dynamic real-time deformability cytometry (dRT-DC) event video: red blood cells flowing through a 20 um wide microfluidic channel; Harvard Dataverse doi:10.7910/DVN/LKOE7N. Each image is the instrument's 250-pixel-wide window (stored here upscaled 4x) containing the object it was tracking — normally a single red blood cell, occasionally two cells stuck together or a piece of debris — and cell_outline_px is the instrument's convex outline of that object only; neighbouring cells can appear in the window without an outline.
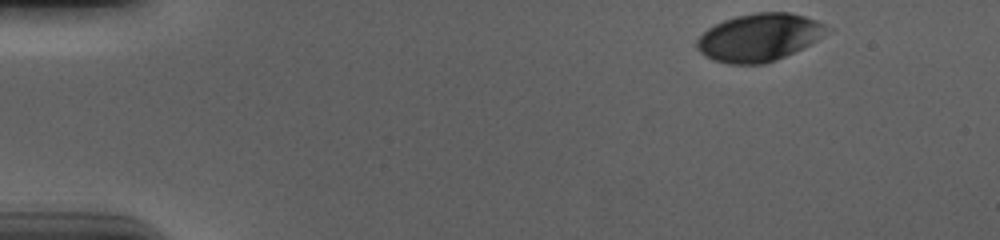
{"species": "human", "species_latin": "Homo sapiens", "temperature_condition": "cold", "stored_images_in_passage": 51, "camera_frame_rate_fps": 3000, "um_per_image_px": 0.085, "donor": {"sex": "male"}, "frame": {"image": 1, "passage_image": 1, "time_ms": 0.0, "image_size_px": [1000, 240], "cell_outline_px": [[824, 28], [816, 40], [776, 60], [764, 64], [728, 64], [712, 60], [700, 52], [696, 48], [696, 40], [708, 28], [724, 20], [736, 16], [756, 12], [788, 12], [804, 16], [816, 20], [824, 24]], "centroid_in_image_um": [64.42, 3.18], "position_along_channel_um": 20.6, "area_um2": 35.37}}
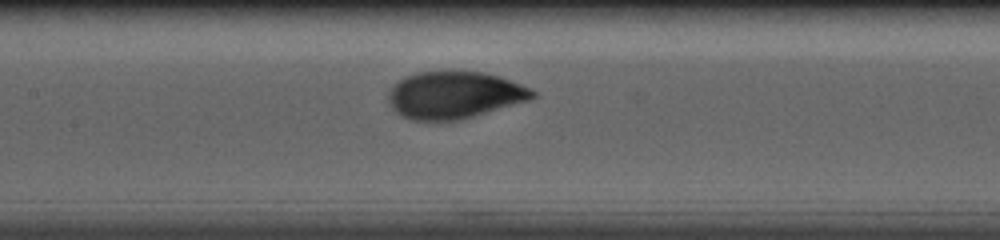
{"frame": {"image": 2, "passage_image": 22, "time_ms": 7.0, "image_size_px": [1000, 240], "cell_outline_px": [[536, 96], [528, 100], [460, 120], [408, 120], [396, 112], [392, 108], [388, 100], [388, 92], [392, 84], [404, 76], [416, 72], [452, 68], [484, 72], [532, 88], [536, 92]], "centroid_in_image_um": [38.56, 8.03], "position_along_channel_um": 168.8, "area_um2": 40.4}}
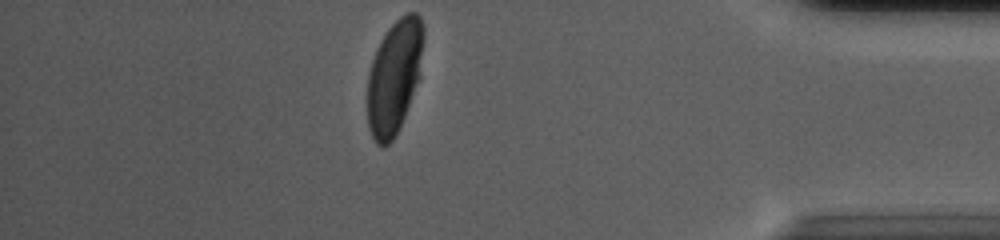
{"frame": {"image": 3, "passage_image": 44, "time_ms": 14.333, "image_size_px": [1000, 240], "cell_outline_px": [[424, 36], [420, 80], [404, 116], [392, 140], [388, 144], [376, 144], [368, 128], [368, 72], [376, 48], [380, 40], [388, 28], [400, 16], [408, 12], [416, 12], [420, 16], [424, 24]], "centroid_in_image_um": [33.54, 6.45], "position_along_channel_um": 401.7, "area_um2": 37.45}, "authors_computed_cell_mechanics": {"area_um2": 39.015, "velocity_mm_per_s": 3.6661, "shape_relaxation_time_tau1_ms": 2.8313, "shape_relaxation_time_tau2_ms": null, "deformation_change_tau1": 0.1597, "deformation_change_tau2": null}}